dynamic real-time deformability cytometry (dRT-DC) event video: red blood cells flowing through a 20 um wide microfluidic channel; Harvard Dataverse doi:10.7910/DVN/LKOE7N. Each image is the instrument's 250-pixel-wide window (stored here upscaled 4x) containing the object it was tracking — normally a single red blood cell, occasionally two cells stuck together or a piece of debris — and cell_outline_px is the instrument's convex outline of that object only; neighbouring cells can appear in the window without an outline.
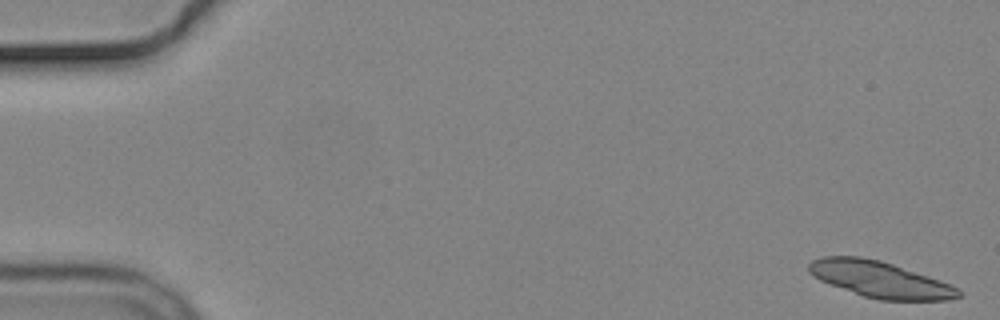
{"species": "common noctule bat (a hibernating species)", "species_latin": "Nyctalus noctula", "temperature_condition": "cold", "stored_images_in_passage": 4, "camera_frame_rate_fps": 3000, "um_per_image_px": 0.085, "animal": {"sex": "male", "body_mass_g": 19.2, "forearm_length_mm": 51.8}, "frame": {"image": 1, "passage_image": 1, "time_ms": 0.0, "image_size_px": [1000, 320], "cell_outline_px": [[960, 296], [948, 300], [880, 300], [864, 296], [820, 280], [812, 276], [808, 272], [808, 264], [812, 260], [820, 256], [860, 256], [880, 260], [940, 280], [960, 288]], "centroid_in_image_um": [74.78, 23.74], "position_along_channel_um": 10.2, "area_um2": 31.39}}